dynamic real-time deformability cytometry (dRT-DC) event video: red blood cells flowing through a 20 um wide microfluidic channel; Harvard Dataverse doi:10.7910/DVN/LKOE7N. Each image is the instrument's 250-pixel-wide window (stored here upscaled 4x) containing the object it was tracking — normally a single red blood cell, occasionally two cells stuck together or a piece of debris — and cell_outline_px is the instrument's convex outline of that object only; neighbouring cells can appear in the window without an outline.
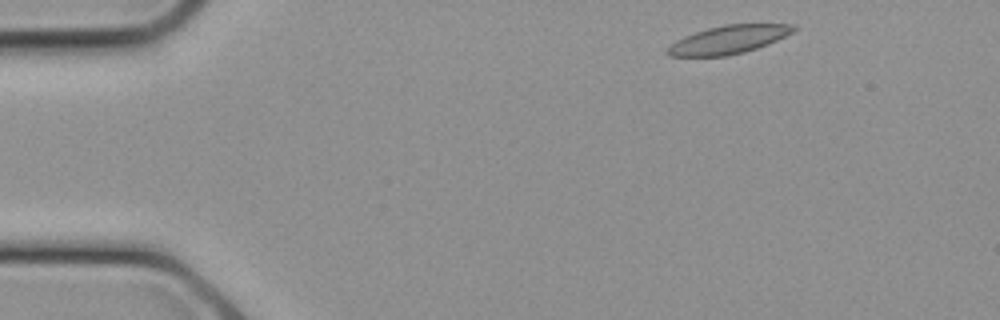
{"species": "common noctule bat (a hibernating species)", "species_latin": "Nyctalus noctula", "temperature_condition": "cold", "stored_images_in_passage": 7, "camera_frame_rate_fps": 3000, "um_per_image_px": 0.085, "animal": {"sex": "female", "body_mass_g": 21.9}, "frame": {"image": 1, "passage_image": 1, "time_ms": 0.0, "image_size_px": [1000, 320], "cell_outline_px": [[796, 28], [792, 32], [768, 44], [744, 52], [728, 56], [668, 56], [664, 52], [664, 48], [676, 40], [684, 36], [708, 28], [724, 24], [792, 24]], "centroid_in_image_um": [61.84, 3.38], "position_along_channel_um": 23.2, "area_um2": 20.75}}
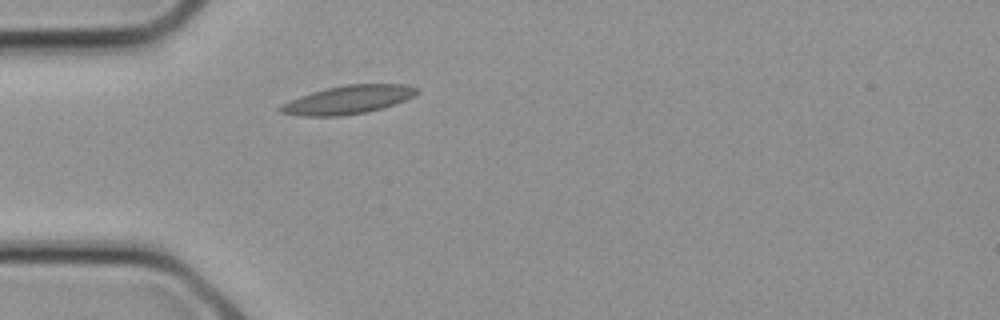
{"frame": {"image": 2, "passage_image": 5, "time_ms": 1.333, "image_size_px": [1000, 320], "cell_outline_px": [[420, 92], [404, 100], [384, 108], [368, 112], [340, 116], [300, 116], [280, 112], [276, 108], [280, 104], [300, 96], [312, 92], [328, 88], [348, 84], [408, 84], [420, 88]], "centroid_in_image_um": [29.6, 8.48], "position_along_channel_um": 55.4, "area_um2": 22.72}}
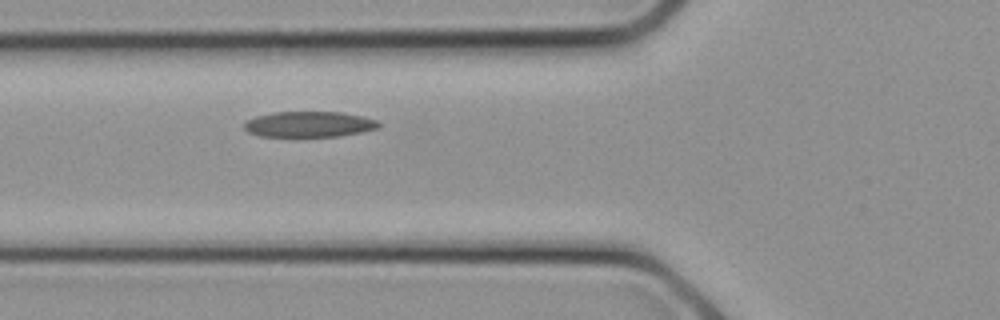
{"frame": {"image": 3, "passage_image": 7, "time_ms": 2.0, "image_size_px": [1000, 320], "cell_outline_px": [[380, 128], [364, 132], [340, 136], [260, 136], [248, 132], [244, 128], [244, 120], [256, 116], [272, 112], [340, 112], [364, 116], [376, 120], [380, 124]], "centroid_in_image_um": [26.28, 10.56], "position_along_channel_um": 99.5, "area_um2": 20.29}}